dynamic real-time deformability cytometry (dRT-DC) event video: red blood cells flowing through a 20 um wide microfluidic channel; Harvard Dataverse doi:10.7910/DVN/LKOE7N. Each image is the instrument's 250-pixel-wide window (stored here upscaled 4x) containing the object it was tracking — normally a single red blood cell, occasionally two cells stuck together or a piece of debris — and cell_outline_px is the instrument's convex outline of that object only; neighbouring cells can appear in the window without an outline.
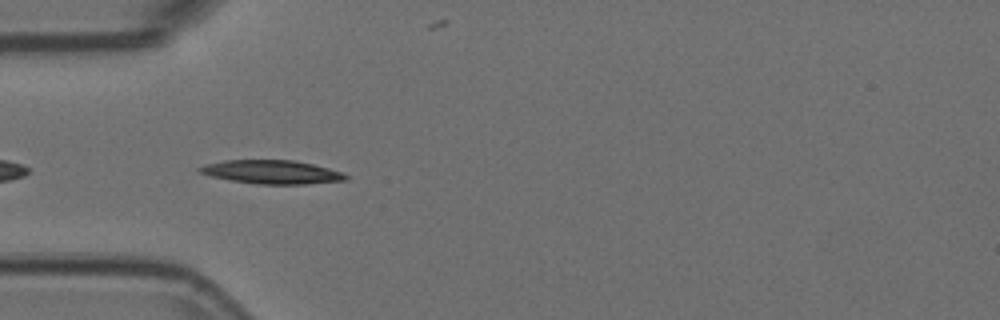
{"species": "Egyptian fruit bat (a non-hibernating species)", "species_latin": "Rousettus aegyptiacus", "temperature_condition": "room temperature", "stored_images_in_passage": 42, "camera_frame_rate_fps": 3000, "um_per_image_px": 0.085, "animal": {"sex": "female"}, "frame": {"image": 1, "passage_image": 3, "time_ms": 0.667, "image_size_px": [1000, 320], "cell_outline_px": [[348, 180], [304, 184], [256, 184], [232, 180], [212, 176], [196, 172], [196, 168], [204, 164], [224, 160], [292, 160], [312, 164], [344, 172], [348, 176]], "centroid_in_image_um": [23.08, 14.62], "position_along_channel_um": 61.9, "area_um2": 20.17}}
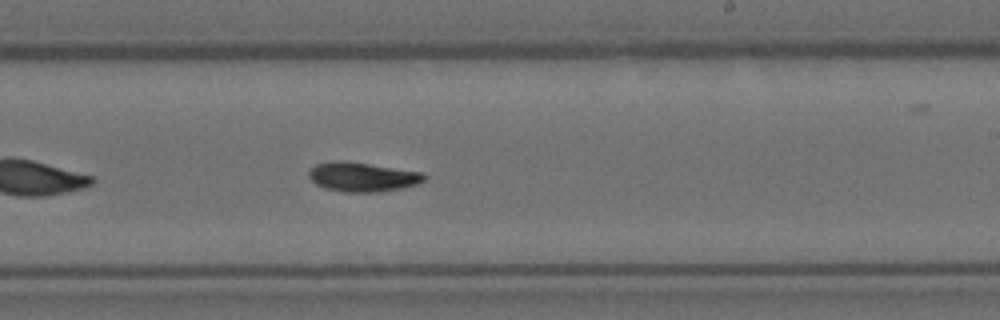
{"frame": {"image": 2, "passage_image": 19, "time_ms": 6.0, "image_size_px": [1000, 320], "cell_outline_px": [[428, 176], [424, 180], [416, 184], [404, 188], [380, 192], [348, 192], [324, 188], [316, 184], [308, 176], [308, 172], [316, 164], [332, 160], [344, 160], [424, 172]], "centroid_in_image_um": [30.83, 15.03], "position_along_channel_um": 258.2, "area_um2": 19.94}}
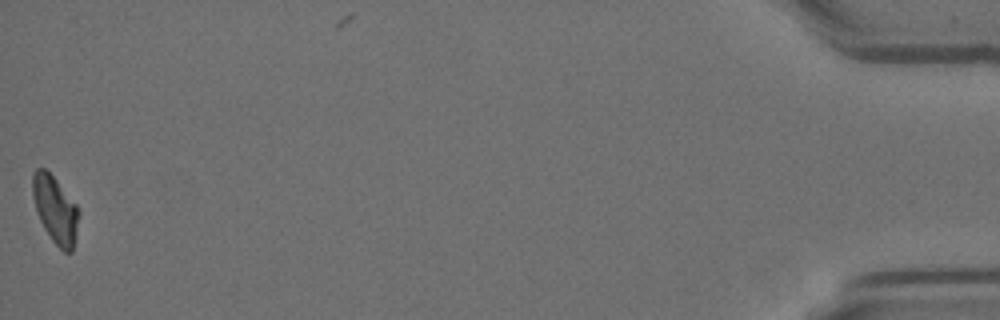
{"frame": {"image": 3, "passage_image": 41, "time_ms": 13.333, "image_size_px": [1000, 320], "cell_outline_px": [[80, 212], [72, 252], [64, 252], [52, 240], [44, 228], [36, 212], [32, 196], [32, 172], [36, 168], [44, 168], [56, 180], [76, 204]], "centroid_in_image_um": [4.68, 17.8], "position_along_channel_um": 430.5, "area_um2": 17.98}, "authors_computed_cell_mechanics": {"area_um2": 18.7272, "velocity_mm_per_s": 3.7125, "shape_relaxation_time_tau1_ms": 5.5909, "shape_relaxation_time_tau2_ms": null, "deformation_change_tau1": 0.16, "deformation_change_tau2": null}}